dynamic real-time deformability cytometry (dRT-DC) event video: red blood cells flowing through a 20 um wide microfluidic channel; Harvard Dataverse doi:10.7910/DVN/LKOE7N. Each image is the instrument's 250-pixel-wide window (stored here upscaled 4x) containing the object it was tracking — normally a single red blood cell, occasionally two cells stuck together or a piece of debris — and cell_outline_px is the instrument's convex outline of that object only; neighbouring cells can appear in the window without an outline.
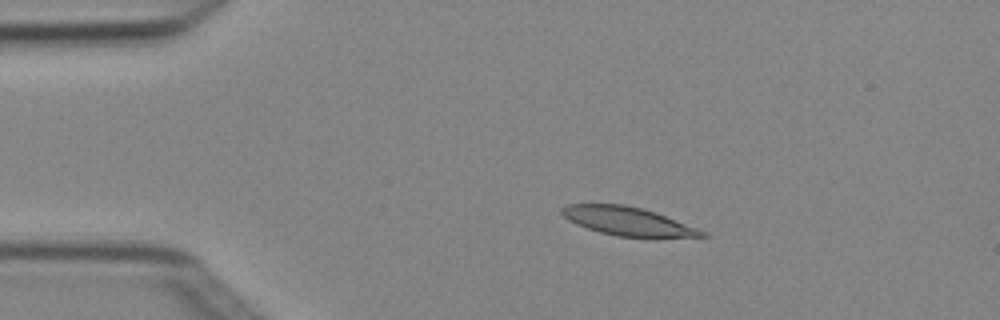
{"species": "Egyptian fruit bat (a non-hibernating species)", "species_latin": "Rousettus aegyptiacus", "temperature_condition": "cold", "stored_images_in_passage": 6, "camera_frame_rate_fps": 3000, "um_per_image_px": 0.085, "animal": {"sex": "female"}, "frame": {"image": 1, "passage_image": 3, "time_ms": 0.667, "image_size_px": [1000, 320], "cell_outline_px": [[708, 236], [616, 236], [600, 232], [576, 224], [568, 220], [560, 212], [560, 208], [568, 204], [624, 204], [656, 212], [708, 232]], "centroid_in_image_um": [53.31, 18.78], "position_along_channel_um": 31.7, "area_um2": 22.83}}
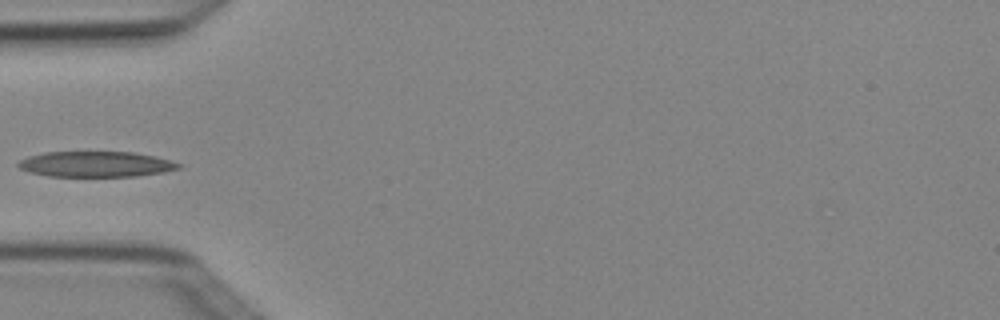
{"frame": {"image": 2, "passage_image": 5, "time_ms": 1.333, "image_size_px": [1000, 320], "cell_outline_px": [[184, 168], [164, 172], [136, 176], [48, 176], [32, 172], [20, 168], [16, 164], [20, 160], [28, 156], [44, 152], [136, 152], [156, 156], [184, 164]], "centroid_in_image_um": [8.23, 13.95], "position_along_channel_um": 76.8, "area_um2": 24.04}}
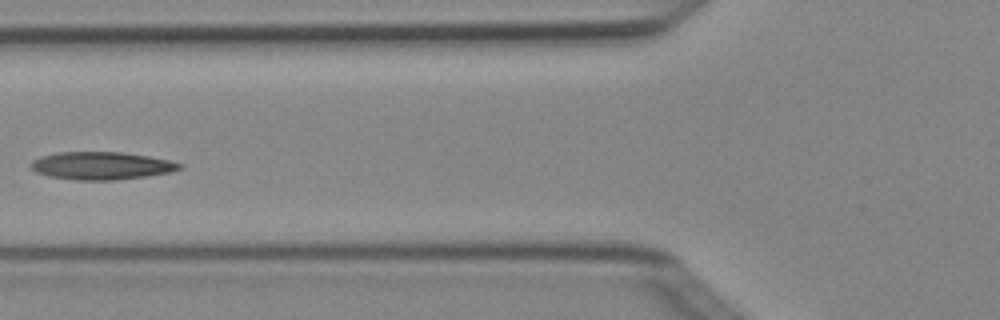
{"frame": {"image": 3, "passage_image": 6, "time_ms": 1.667, "image_size_px": [1000, 320], "cell_outline_px": [[184, 168], [172, 172], [116, 180], [76, 180], [48, 176], [36, 172], [28, 164], [32, 160], [40, 156], [56, 152], [120, 152], [148, 156], [168, 160], [184, 164]], "centroid_in_image_um": [8.61, 14.08], "position_along_channel_um": 117.2, "area_um2": 24.16}}